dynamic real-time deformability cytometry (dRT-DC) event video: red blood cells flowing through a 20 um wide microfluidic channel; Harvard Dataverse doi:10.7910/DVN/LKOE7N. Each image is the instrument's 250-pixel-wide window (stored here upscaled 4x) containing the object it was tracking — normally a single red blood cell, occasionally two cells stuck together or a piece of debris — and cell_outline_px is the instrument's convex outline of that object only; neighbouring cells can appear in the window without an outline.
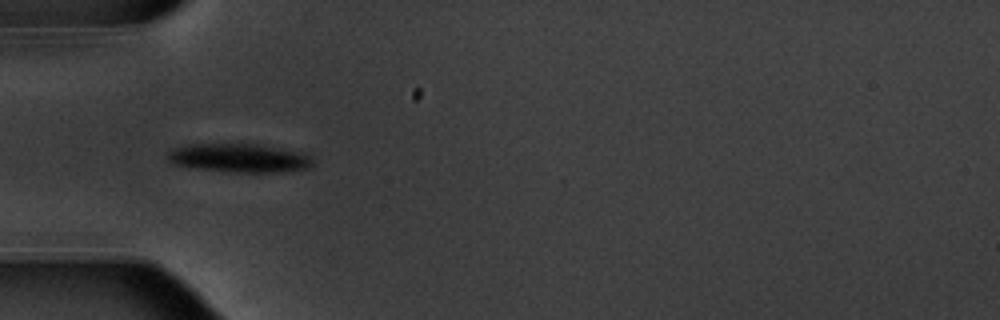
{"species": "common noctule bat (a hibernating species)", "species_latin": "Nyctalus noctula", "temperature_condition": "warm", "stored_images_in_passage": 51, "camera_frame_rate_fps": 3000, "um_per_image_px": 0.085, "animal": {"sex": "male", "body_mass_g": 20.1, "forearm_length_mm": 53.5}, "frame": {"image": 1, "passage_image": 15, "time_ms": 4.667, "image_size_px": [1000, 320], "cell_outline_px": [[312, 164], [308, 168], [276, 172], [228, 172], [192, 168], [176, 164], [168, 160], [164, 156], [172, 148], [188, 144], [260, 144], [304, 152], [312, 156]], "centroid_in_image_um": [20.31, 13.42], "position_along_channel_um": 64.7, "area_um2": 24.57}}
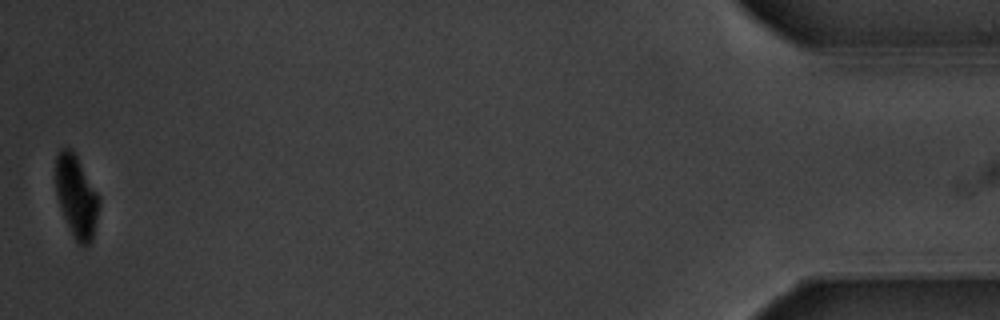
{"frame": {"image": 2, "passage_image": 51, "time_ms": 16.667, "image_size_px": [1000, 320], "cell_outline_px": [[100, 204], [92, 240], [84, 248], [72, 236], [60, 208], [56, 192], [56, 156], [60, 148], [68, 148], [76, 156], [100, 196]], "centroid_in_image_um": [6.5, 16.73], "position_along_channel_um": 428.7, "area_um2": 20.69}, "authors_computed_cell_mechanics": {"area_um2": 24.3338, "velocity_mm_per_s": 3.7728, "shape_relaxation_time_tau1_ms": 1.747, "shape_relaxation_time_tau2_ms": null, "deformation_change_tau1": 0.1525, "deformation_change_tau2": null}}